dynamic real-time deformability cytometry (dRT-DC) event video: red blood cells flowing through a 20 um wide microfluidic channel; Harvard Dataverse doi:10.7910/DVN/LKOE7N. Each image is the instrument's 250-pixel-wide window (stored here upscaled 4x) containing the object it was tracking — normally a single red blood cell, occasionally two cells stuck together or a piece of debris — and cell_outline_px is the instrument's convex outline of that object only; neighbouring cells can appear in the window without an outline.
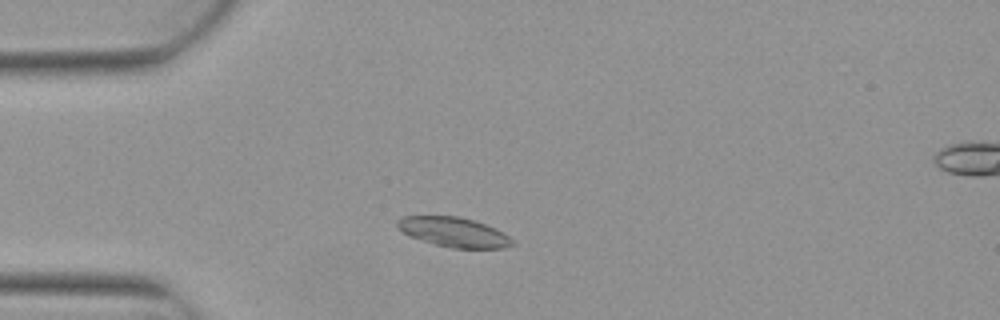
{"species": "Egyptian fruit bat (a non-hibernating species)", "species_latin": "Rousettus aegyptiacus", "temperature_condition": "warm", "stored_images_in_passage": 5, "camera_frame_rate_fps": 3000, "um_per_image_px": 0.085, "animal": {"sex": "female"}, "frame": {"image": 1, "passage_image": 3, "time_ms": 0.667, "image_size_px": [1000, 320], "cell_outline_px": [[516, 244], [504, 248], [452, 248], [436, 244], [408, 236], [396, 224], [396, 220], [404, 216], [460, 216], [476, 220], [496, 228], [504, 232]], "centroid_in_image_um": [38.61, 19.72], "position_along_channel_um": 46.4, "area_um2": 19.94}}
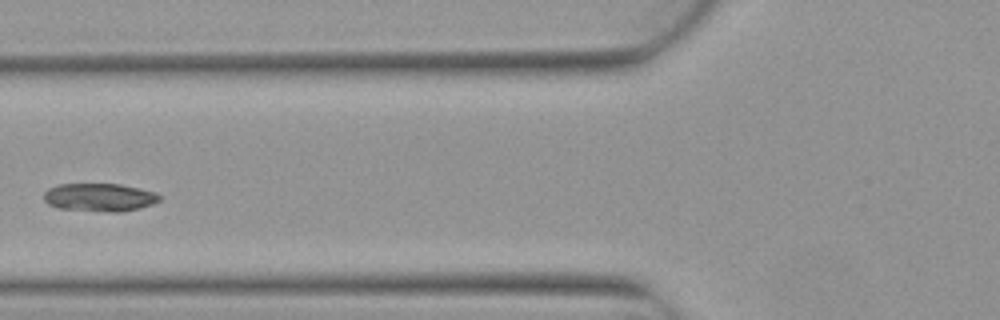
{"frame": {"image": 2, "passage_image": 5, "time_ms": 1.333, "image_size_px": [1000, 320], "cell_outline_px": [[160, 200], [152, 204], [140, 208], [120, 212], [108, 212], [56, 208], [48, 204], [44, 200], [44, 192], [48, 188], [60, 184], [120, 184], [140, 188], [156, 192], [160, 196]], "centroid_in_image_um": [8.46, 16.77], "position_along_channel_um": 117.3, "area_um2": 19.07}}